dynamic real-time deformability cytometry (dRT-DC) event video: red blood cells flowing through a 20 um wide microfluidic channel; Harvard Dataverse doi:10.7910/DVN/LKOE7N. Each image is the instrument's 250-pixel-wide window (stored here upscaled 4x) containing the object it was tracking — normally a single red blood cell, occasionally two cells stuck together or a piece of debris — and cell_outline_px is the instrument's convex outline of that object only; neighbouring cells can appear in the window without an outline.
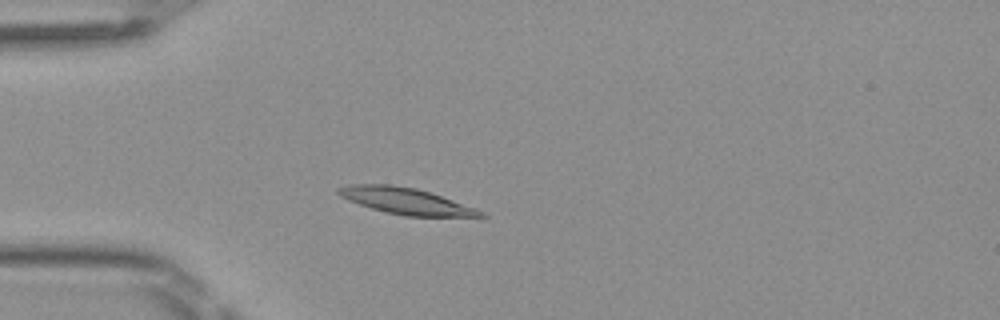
{"species": "Egyptian fruit bat (a non-hibernating species)", "species_latin": "Rousettus aegyptiacus", "temperature_condition": "room temperature", "stored_images_in_passage": 47, "camera_frame_rate_fps": 3000, "um_per_image_px": 0.085, "frame": {"image": 1, "passage_image": 11, "time_ms": 3.333, "image_size_px": [1000, 320], "cell_outline_px": [[488, 216], [404, 216], [372, 208], [348, 200], [340, 196], [336, 192], [336, 188], [348, 184], [392, 184], [416, 188], [432, 192], [476, 208], [484, 212]], "centroid_in_image_um": [34.48, 17.06], "position_along_channel_um": 50.5, "area_um2": 21.79}}
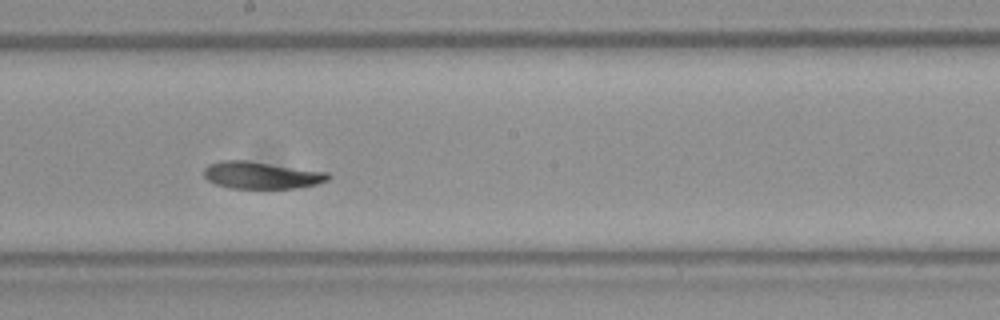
{"frame": {"image": 2, "passage_image": 25, "time_ms": 8.0, "image_size_px": [1000, 320], "cell_outline_px": [[332, 176], [328, 180], [316, 184], [296, 188], [228, 188], [216, 184], [208, 180], [204, 176], [204, 168], [208, 164], [220, 160], [248, 160], [328, 172]], "centroid_in_image_um": [22.21, 14.88], "position_along_channel_um": 226.0, "area_um2": 19.77}}
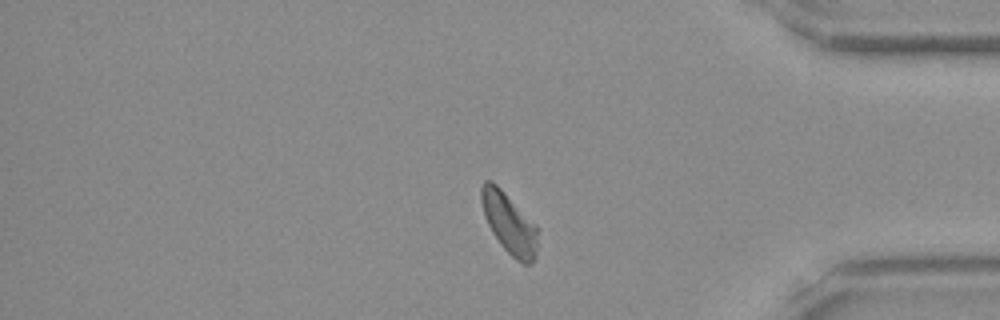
{"frame": {"image": 3, "passage_image": 39, "time_ms": 12.667, "image_size_px": [1000, 320], "cell_outline_px": [[536, 260], [528, 264], [524, 264], [516, 260], [500, 244], [492, 232], [484, 216], [480, 200], [480, 188], [484, 180], [492, 180], [536, 224]], "centroid_in_image_um": [43.25, 18.96], "position_along_channel_um": 392.0, "area_um2": 19.83}, "authors_computed_cell_mechanics": {"area_um2": 20.23, "velocity_mm_per_s": 4.0523, "shape_relaxation_time_tau1_ms": 3.9002, "shape_relaxation_time_tau2_ms": 3.4599, "deformation_change_tau1": 0.1322, "deformation_change_tau2": 0.0985}}